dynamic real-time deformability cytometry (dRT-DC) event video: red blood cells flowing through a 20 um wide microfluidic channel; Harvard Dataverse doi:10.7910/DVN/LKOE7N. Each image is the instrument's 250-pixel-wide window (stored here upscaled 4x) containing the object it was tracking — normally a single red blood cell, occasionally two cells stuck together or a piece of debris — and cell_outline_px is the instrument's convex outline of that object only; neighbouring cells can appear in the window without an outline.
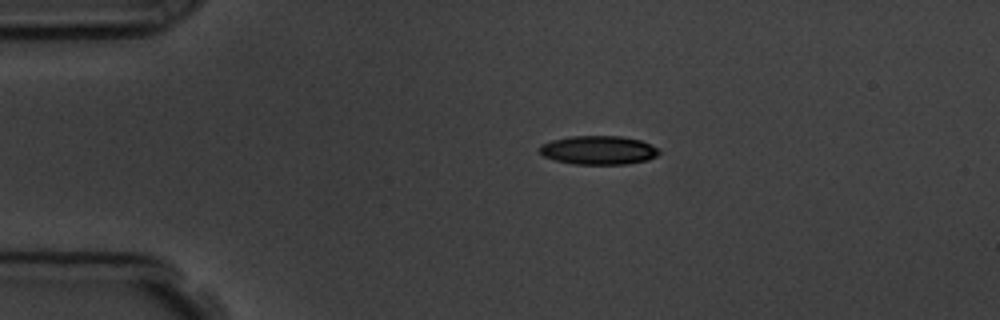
{"species": "common noctule bat (a hibernating species)", "species_latin": "Nyctalus noctula", "temperature_condition": "room temperature", "stored_images_in_passage": 8, "camera_frame_rate_fps": 3000, "um_per_image_px": 0.085, "animal": {"sex": "male", "body_mass_g": 19.5, "forearm_length_mm": 54.6}, "frame": {"image": 1, "passage_image": 2, "time_ms": 1.333, "image_size_px": [1000, 320], "cell_outline_px": [[660, 152], [656, 156], [648, 160], [624, 164], [572, 164], [556, 160], [544, 156], [536, 148], [540, 144], [552, 140], [568, 136], [620, 136], [640, 140], [656, 148]], "centroid_in_image_um": [50.81, 12.76], "position_along_channel_um": 34.2, "area_um2": 20.0}}
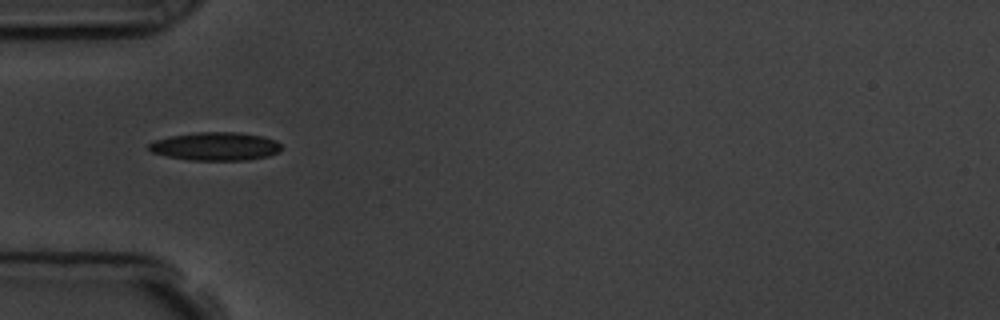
{"frame": {"image": 2, "passage_image": 3, "time_ms": 3.333, "image_size_px": [1000, 320], "cell_outline_px": [[280, 152], [268, 156], [248, 160], [188, 160], [168, 156], [152, 152], [148, 148], [148, 144], [156, 140], [172, 136], [196, 132], [236, 132], [260, 136], [276, 140], [280, 144]], "centroid_in_image_um": [18.33, 12.44], "position_along_channel_um": 66.7, "area_um2": 21.68}}
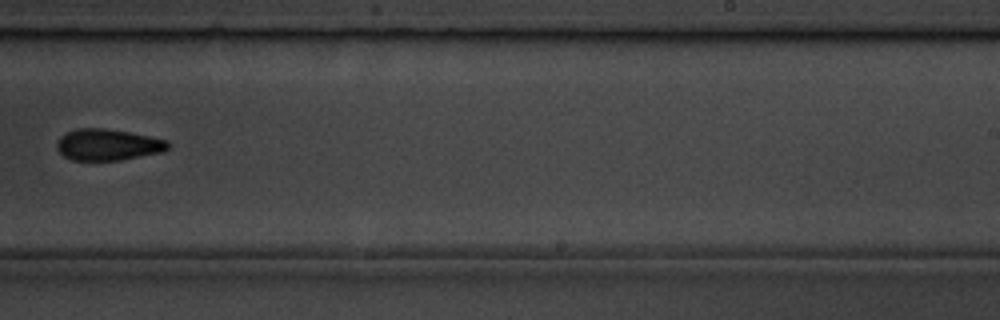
{"frame": {"image": 3, "passage_image": 8, "time_ms": 9.0, "image_size_px": [1000, 320], "cell_outline_px": [[168, 148], [164, 152], [120, 160], [72, 160], [64, 156], [56, 148], [56, 140], [60, 136], [76, 128], [104, 128], [128, 132], [168, 140]], "centroid_in_image_um": [9.14, 12.3], "position_along_channel_um": 279.9, "area_um2": 20.35}}